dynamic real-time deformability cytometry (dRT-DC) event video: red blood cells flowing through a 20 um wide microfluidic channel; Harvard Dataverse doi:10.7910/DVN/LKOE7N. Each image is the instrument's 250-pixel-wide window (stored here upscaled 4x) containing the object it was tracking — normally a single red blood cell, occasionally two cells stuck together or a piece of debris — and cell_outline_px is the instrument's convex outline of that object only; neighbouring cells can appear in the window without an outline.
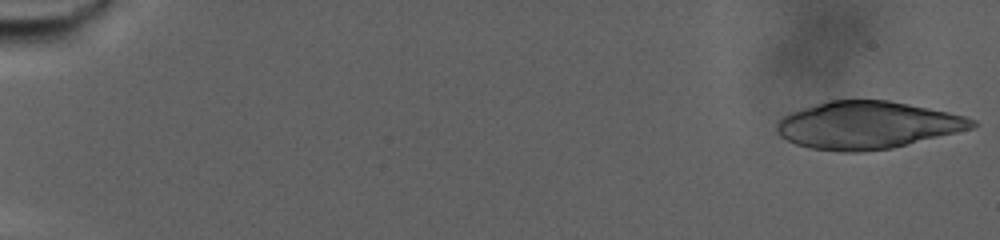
{"species": "human", "species_latin": "Homo sapiens", "temperature_condition": "warm", "stored_images_in_passage": 66, "camera_frame_rate_fps": 3000, "um_per_image_px": 0.085, "donor": {"sex": "male"}, "frame": {"image": 1, "passage_image": 1, "time_ms": 0.0, "image_size_px": [1000, 240], "cell_outline_px": [[976, 124], [972, 128], [892, 148], [864, 152], [840, 152], [812, 148], [796, 144], [780, 136], [776, 132], [776, 124], [784, 116], [792, 112], [828, 100], [888, 100], [948, 112], [964, 116], [976, 120]], "centroid_in_image_um": [73.7, 10.64], "position_along_channel_um": 11.3, "area_um2": 53.58}}
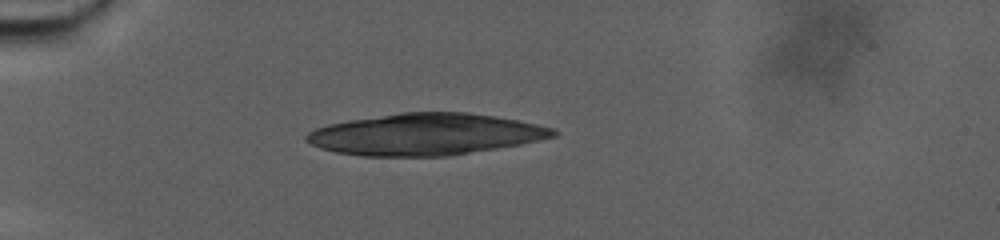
{"frame": {"image": 2, "passage_image": 24, "time_ms": 7.667, "image_size_px": [1000, 240], "cell_outline_px": [[560, 132], [556, 136], [540, 140], [520, 144], [448, 156], [360, 156], [336, 152], [320, 148], [304, 140], [304, 136], [308, 132], [316, 128], [328, 124], [348, 120], [400, 112], [468, 112], [496, 116], [556, 128]], "centroid_in_image_um": [36.16, 11.41], "position_along_channel_um": 48.8, "area_um2": 60.0}}